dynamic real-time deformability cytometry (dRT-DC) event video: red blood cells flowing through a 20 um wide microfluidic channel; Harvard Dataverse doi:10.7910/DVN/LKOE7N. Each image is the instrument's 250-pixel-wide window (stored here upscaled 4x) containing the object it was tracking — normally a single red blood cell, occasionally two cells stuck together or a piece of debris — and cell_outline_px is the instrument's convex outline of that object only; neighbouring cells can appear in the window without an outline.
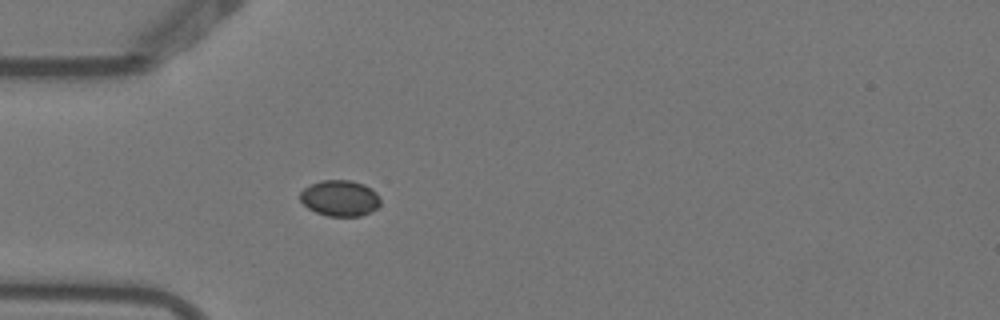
{"species": "Egyptian fruit bat (a non-hibernating species)", "species_latin": "Rousettus aegyptiacus", "temperature_condition": "warm", "stored_images_in_passage": 1, "camera_frame_rate_fps": 3000, "um_per_image_px": 0.085, "animal": {"sex": "female"}, "frame": {"image": 1, "passage_image": 1, "time_ms": 0.0, "image_size_px": [1000, 320], "cell_outline_px": [[380, 204], [376, 208], [360, 216], [328, 216], [316, 212], [308, 208], [300, 200], [300, 192], [304, 188], [320, 180], [352, 180], [364, 184], [372, 188], [376, 192], [380, 200]], "centroid_in_image_um": [28.89, 16.83], "position_along_channel_um": 56.1, "area_um2": 16.82}}